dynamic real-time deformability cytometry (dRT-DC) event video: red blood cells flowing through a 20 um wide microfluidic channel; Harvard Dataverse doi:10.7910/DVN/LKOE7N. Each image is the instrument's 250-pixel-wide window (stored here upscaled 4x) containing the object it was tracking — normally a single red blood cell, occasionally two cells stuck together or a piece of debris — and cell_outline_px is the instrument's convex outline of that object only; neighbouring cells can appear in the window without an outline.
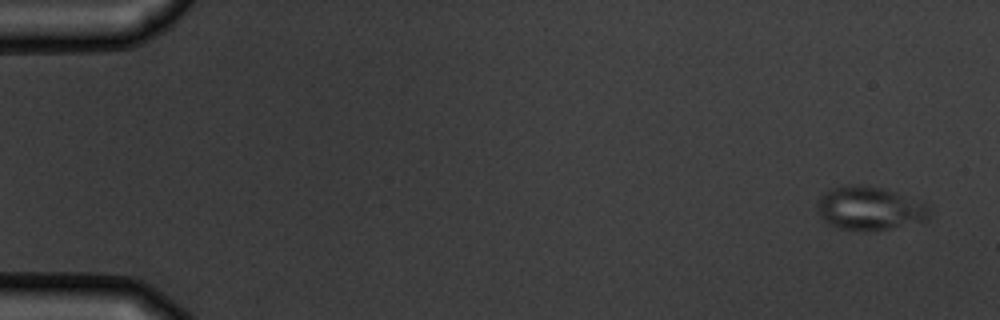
{"species": "common noctule bat (a hibernating species)", "species_latin": "Nyctalus noctula", "temperature_condition": "warm", "stored_images_in_passage": 5, "camera_frame_rate_fps": 3000, "um_per_image_px": 0.085, "animal": {"sex": "male", "body_mass_g": 19.5, "forearm_length_mm": 54.6}, "frame": {"image": 1, "passage_image": 1, "time_ms": 0.0, "image_size_px": [1000, 320], "cell_outline_px": [[932, 208], [928, 220], [888, 228], [836, 228], [828, 224], [820, 216], [820, 196], [828, 188], [848, 184], [868, 184], [896, 192], [928, 204]], "centroid_in_image_um": [73.95, 17.65], "position_along_channel_um": 11.0, "area_um2": 28.03}}